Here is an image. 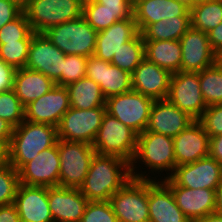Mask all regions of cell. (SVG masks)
<instances>
[{
    "instance_id": "obj_14",
    "label": "cell",
    "mask_w": 222,
    "mask_h": 222,
    "mask_svg": "<svg viewBox=\"0 0 222 222\" xmlns=\"http://www.w3.org/2000/svg\"><path fill=\"white\" fill-rule=\"evenodd\" d=\"M60 157L57 143L40 152L18 170L19 183L27 186H59Z\"/></svg>"
},
{
    "instance_id": "obj_13",
    "label": "cell",
    "mask_w": 222,
    "mask_h": 222,
    "mask_svg": "<svg viewBox=\"0 0 222 222\" xmlns=\"http://www.w3.org/2000/svg\"><path fill=\"white\" fill-rule=\"evenodd\" d=\"M65 54L44 33H34L25 67L39 71L62 86V71Z\"/></svg>"
},
{
    "instance_id": "obj_49",
    "label": "cell",
    "mask_w": 222,
    "mask_h": 222,
    "mask_svg": "<svg viewBox=\"0 0 222 222\" xmlns=\"http://www.w3.org/2000/svg\"><path fill=\"white\" fill-rule=\"evenodd\" d=\"M9 164L8 145L4 141H0V167Z\"/></svg>"
},
{
    "instance_id": "obj_36",
    "label": "cell",
    "mask_w": 222,
    "mask_h": 222,
    "mask_svg": "<svg viewBox=\"0 0 222 222\" xmlns=\"http://www.w3.org/2000/svg\"><path fill=\"white\" fill-rule=\"evenodd\" d=\"M34 32L24 12L16 19L7 23L0 29V44L7 42H19L20 40H32Z\"/></svg>"
},
{
    "instance_id": "obj_54",
    "label": "cell",
    "mask_w": 222,
    "mask_h": 222,
    "mask_svg": "<svg viewBox=\"0 0 222 222\" xmlns=\"http://www.w3.org/2000/svg\"><path fill=\"white\" fill-rule=\"evenodd\" d=\"M17 2L22 8L30 1V0H13Z\"/></svg>"
},
{
    "instance_id": "obj_15",
    "label": "cell",
    "mask_w": 222,
    "mask_h": 222,
    "mask_svg": "<svg viewBox=\"0 0 222 222\" xmlns=\"http://www.w3.org/2000/svg\"><path fill=\"white\" fill-rule=\"evenodd\" d=\"M69 109L67 88L56 85L49 92L24 107V120L58 127L63 115Z\"/></svg>"
},
{
    "instance_id": "obj_42",
    "label": "cell",
    "mask_w": 222,
    "mask_h": 222,
    "mask_svg": "<svg viewBox=\"0 0 222 222\" xmlns=\"http://www.w3.org/2000/svg\"><path fill=\"white\" fill-rule=\"evenodd\" d=\"M23 12V8L13 0H0V29L16 19Z\"/></svg>"
},
{
    "instance_id": "obj_5",
    "label": "cell",
    "mask_w": 222,
    "mask_h": 222,
    "mask_svg": "<svg viewBox=\"0 0 222 222\" xmlns=\"http://www.w3.org/2000/svg\"><path fill=\"white\" fill-rule=\"evenodd\" d=\"M137 138L138 134L133 129L106 112L92 147L96 154L117 156L131 163Z\"/></svg>"
},
{
    "instance_id": "obj_44",
    "label": "cell",
    "mask_w": 222,
    "mask_h": 222,
    "mask_svg": "<svg viewBox=\"0 0 222 222\" xmlns=\"http://www.w3.org/2000/svg\"><path fill=\"white\" fill-rule=\"evenodd\" d=\"M95 2L104 5L109 11H133L129 0H96Z\"/></svg>"
},
{
    "instance_id": "obj_1",
    "label": "cell",
    "mask_w": 222,
    "mask_h": 222,
    "mask_svg": "<svg viewBox=\"0 0 222 222\" xmlns=\"http://www.w3.org/2000/svg\"><path fill=\"white\" fill-rule=\"evenodd\" d=\"M131 178L129 162L117 156L95 154L79 190L89 201H109Z\"/></svg>"
},
{
    "instance_id": "obj_16",
    "label": "cell",
    "mask_w": 222,
    "mask_h": 222,
    "mask_svg": "<svg viewBox=\"0 0 222 222\" xmlns=\"http://www.w3.org/2000/svg\"><path fill=\"white\" fill-rule=\"evenodd\" d=\"M86 77L100 86L106 99L132 90V77L129 72L94 55L87 59Z\"/></svg>"
},
{
    "instance_id": "obj_53",
    "label": "cell",
    "mask_w": 222,
    "mask_h": 222,
    "mask_svg": "<svg viewBox=\"0 0 222 222\" xmlns=\"http://www.w3.org/2000/svg\"><path fill=\"white\" fill-rule=\"evenodd\" d=\"M178 2L183 3L187 8L191 9L199 2H202L204 0H176Z\"/></svg>"
},
{
    "instance_id": "obj_27",
    "label": "cell",
    "mask_w": 222,
    "mask_h": 222,
    "mask_svg": "<svg viewBox=\"0 0 222 222\" xmlns=\"http://www.w3.org/2000/svg\"><path fill=\"white\" fill-rule=\"evenodd\" d=\"M55 86L56 83L52 79L39 71L26 67L15 71L13 89L24 107L49 92Z\"/></svg>"
},
{
    "instance_id": "obj_38",
    "label": "cell",
    "mask_w": 222,
    "mask_h": 222,
    "mask_svg": "<svg viewBox=\"0 0 222 222\" xmlns=\"http://www.w3.org/2000/svg\"><path fill=\"white\" fill-rule=\"evenodd\" d=\"M19 185L18 171L10 164L0 167V206L14 203Z\"/></svg>"
},
{
    "instance_id": "obj_12",
    "label": "cell",
    "mask_w": 222,
    "mask_h": 222,
    "mask_svg": "<svg viewBox=\"0 0 222 222\" xmlns=\"http://www.w3.org/2000/svg\"><path fill=\"white\" fill-rule=\"evenodd\" d=\"M166 99L198 120L207 108L200 89L199 73L182 71L172 73Z\"/></svg>"
},
{
    "instance_id": "obj_43",
    "label": "cell",
    "mask_w": 222,
    "mask_h": 222,
    "mask_svg": "<svg viewBox=\"0 0 222 222\" xmlns=\"http://www.w3.org/2000/svg\"><path fill=\"white\" fill-rule=\"evenodd\" d=\"M16 69L0 59V92L13 89Z\"/></svg>"
},
{
    "instance_id": "obj_45",
    "label": "cell",
    "mask_w": 222,
    "mask_h": 222,
    "mask_svg": "<svg viewBox=\"0 0 222 222\" xmlns=\"http://www.w3.org/2000/svg\"><path fill=\"white\" fill-rule=\"evenodd\" d=\"M0 222H21L14 203L0 206Z\"/></svg>"
},
{
    "instance_id": "obj_39",
    "label": "cell",
    "mask_w": 222,
    "mask_h": 222,
    "mask_svg": "<svg viewBox=\"0 0 222 222\" xmlns=\"http://www.w3.org/2000/svg\"><path fill=\"white\" fill-rule=\"evenodd\" d=\"M87 57L65 55L62 71V86H67L86 77Z\"/></svg>"
},
{
    "instance_id": "obj_23",
    "label": "cell",
    "mask_w": 222,
    "mask_h": 222,
    "mask_svg": "<svg viewBox=\"0 0 222 222\" xmlns=\"http://www.w3.org/2000/svg\"><path fill=\"white\" fill-rule=\"evenodd\" d=\"M148 180L149 222H191L177 206L171 189L162 181Z\"/></svg>"
},
{
    "instance_id": "obj_48",
    "label": "cell",
    "mask_w": 222,
    "mask_h": 222,
    "mask_svg": "<svg viewBox=\"0 0 222 222\" xmlns=\"http://www.w3.org/2000/svg\"><path fill=\"white\" fill-rule=\"evenodd\" d=\"M13 131L14 127L6 120L0 118V141H4L9 146Z\"/></svg>"
},
{
    "instance_id": "obj_28",
    "label": "cell",
    "mask_w": 222,
    "mask_h": 222,
    "mask_svg": "<svg viewBox=\"0 0 222 222\" xmlns=\"http://www.w3.org/2000/svg\"><path fill=\"white\" fill-rule=\"evenodd\" d=\"M145 58L171 73L181 71L182 49L179 40L144 41Z\"/></svg>"
},
{
    "instance_id": "obj_22",
    "label": "cell",
    "mask_w": 222,
    "mask_h": 222,
    "mask_svg": "<svg viewBox=\"0 0 222 222\" xmlns=\"http://www.w3.org/2000/svg\"><path fill=\"white\" fill-rule=\"evenodd\" d=\"M173 144L176 166L209 156V136L198 120L173 137Z\"/></svg>"
},
{
    "instance_id": "obj_4",
    "label": "cell",
    "mask_w": 222,
    "mask_h": 222,
    "mask_svg": "<svg viewBox=\"0 0 222 222\" xmlns=\"http://www.w3.org/2000/svg\"><path fill=\"white\" fill-rule=\"evenodd\" d=\"M45 36L65 55H94L97 31L84 16L58 24L44 32Z\"/></svg>"
},
{
    "instance_id": "obj_21",
    "label": "cell",
    "mask_w": 222,
    "mask_h": 222,
    "mask_svg": "<svg viewBox=\"0 0 222 222\" xmlns=\"http://www.w3.org/2000/svg\"><path fill=\"white\" fill-rule=\"evenodd\" d=\"M195 119L188 113L181 111L167 99L154 100L145 131L163 134L169 137L177 136Z\"/></svg>"
},
{
    "instance_id": "obj_20",
    "label": "cell",
    "mask_w": 222,
    "mask_h": 222,
    "mask_svg": "<svg viewBox=\"0 0 222 222\" xmlns=\"http://www.w3.org/2000/svg\"><path fill=\"white\" fill-rule=\"evenodd\" d=\"M14 205L21 222H54L48 204V187L19 183Z\"/></svg>"
},
{
    "instance_id": "obj_56",
    "label": "cell",
    "mask_w": 222,
    "mask_h": 222,
    "mask_svg": "<svg viewBox=\"0 0 222 222\" xmlns=\"http://www.w3.org/2000/svg\"><path fill=\"white\" fill-rule=\"evenodd\" d=\"M139 1H141V0H129L130 4H131L132 6H134L135 4H137Z\"/></svg>"
},
{
    "instance_id": "obj_7",
    "label": "cell",
    "mask_w": 222,
    "mask_h": 222,
    "mask_svg": "<svg viewBox=\"0 0 222 222\" xmlns=\"http://www.w3.org/2000/svg\"><path fill=\"white\" fill-rule=\"evenodd\" d=\"M57 145L60 157L59 186L79 189L96 151L91 144L83 142L58 139Z\"/></svg>"
},
{
    "instance_id": "obj_41",
    "label": "cell",
    "mask_w": 222,
    "mask_h": 222,
    "mask_svg": "<svg viewBox=\"0 0 222 222\" xmlns=\"http://www.w3.org/2000/svg\"><path fill=\"white\" fill-rule=\"evenodd\" d=\"M209 137L222 134V104L209 105L198 119Z\"/></svg>"
},
{
    "instance_id": "obj_3",
    "label": "cell",
    "mask_w": 222,
    "mask_h": 222,
    "mask_svg": "<svg viewBox=\"0 0 222 222\" xmlns=\"http://www.w3.org/2000/svg\"><path fill=\"white\" fill-rule=\"evenodd\" d=\"M137 161L145 163L144 165L146 168L149 167L151 172L170 171V175L164 176V179L169 178L176 167L173 138L150 131L138 134L136 152L130 163L131 177L139 180H151L148 174H142V170L141 174L134 171L137 168L135 167Z\"/></svg>"
},
{
    "instance_id": "obj_10",
    "label": "cell",
    "mask_w": 222,
    "mask_h": 222,
    "mask_svg": "<svg viewBox=\"0 0 222 222\" xmlns=\"http://www.w3.org/2000/svg\"><path fill=\"white\" fill-rule=\"evenodd\" d=\"M162 180L167 186L216 190L222 180V165L207 156L192 163L176 166L172 175Z\"/></svg>"
},
{
    "instance_id": "obj_40",
    "label": "cell",
    "mask_w": 222,
    "mask_h": 222,
    "mask_svg": "<svg viewBox=\"0 0 222 222\" xmlns=\"http://www.w3.org/2000/svg\"><path fill=\"white\" fill-rule=\"evenodd\" d=\"M80 222H118L109 201H89Z\"/></svg>"
},
{
    "instance_id": "obj_19",
    "label": "cell",
    "mask_w": 222,
    "mask_h": 222,
    "mask_svg": "<svg viewBox=\"0 0 222 222\" xmlns=\"http://www.w3.org/2000/svg\"><path fill=\"white\" fill-rule=\"evenodd\" d=\"M88 202L79 189L48 187V204L54 222H80Z\"/></svg>"
},
{
    "instance_id": "obj_30",
    "label": "cell",
    "mask_w": 222,
    "mask_h": 222,
    "mask_svg": "<svg viewBox=\"0 0 222 222\" xmlns=\"http://www.w3.org/2000/svg\"><path fill=\"white\" fill-rule=\"evenodd\" d=\"M190 27V16H178L149 24L140 33L144 41L180 40Z\"/></svg>"
},
{
    "instance_id": "obj_50",
    "label": "cell",
    "mask_w": 222,
    "mask_h": 222,
    "mask_svg": "<svg viewBox=\"0 0 222 222\" xmlns=\"http://www.w3.org/2000/svg\"><path fill=\"white\" fill-rule=\"evenodd\" d=\"M215 212L222 215V180L215 190Z\"/></svg>"
},
{
    "instance_id": "obj_52",
    "label": "cell",
    "mask_w": 222,
    "mask_h": 222,
    "mask_svg": "<svg viewBox=\"0 0 222 222\" xmlns=\"http://www.w3.org/2000/svg\"><path fill=\"white\" fill-rule=\"evenodd\" d=\"M214 64L222 69V47L215 51Z\"/></svg>"
},
{
    "instance_id": "obj_33",
    "label": "cell",
    "mask_w": 222,
    "mask_h": 222,
    "mask_svg": "<svg viewBox=\"0 0 222 222\" xmlns=\"http://www.w3.org/2000/svg\"><path fill=\"white\" fill-rule=\"evenodd\" d=\"M144 58V40L141 33L138 32L131 40L122 45L110 63L132 74Z\"/></svg>"
},
{
    "instance_id": "obj_25",
    "label": "cell",
    "mask_w": 222,
    "mask_h": 222,
    "mask_svg": "<svg viewBox=\"0 0 222 222\" xmlns=\"http://www.w3.org/2000/svg\"><path fill=\"white\" fill-rule=\"evenodd\" d=\"M178 16H190V9L176 0H141L133 6L139 32L149 24Z\"/></svg>"
},
{
    "instance_id": "obj_24",
    "label": "cell",
    "mask_w": 222,
    "mask_h": 222,
    "mask_svg": "<svg viewBox=\"0 0 222 222\" xmlns=\"http://www.w3.org/2000/svg\"><path fill=\"white\" fill-rule=\"evenodd\" d=\"M177 206L191 221L215 212V190L189 189L182 186H168Z\"/></svg>"
},
{
    "instance_id": "obj_9",
    "label": "cell",
    "mask_w": 222,
    "mask_h": 222,
    "mask_svg": "<svg viewBox=\"0 0 222 222\" xmlns=\"http://www.w3.org/2000/svg\"><path fill=\"white\" fill-rule=\"evenodd\" d=\"M154 100L131 90L106 99V112L129 126L137 134L143 133L149 122Z\"/></svg>"
},
{
    "instance_id": "obj_34",
    "label": "cell",
    "mask_w": 222,
    "mask_h": 222,
    "mask_svg": "<svg viewBox=\"0 0 222 222\" xmlns=\"http://www.w3.org/2000/svg\"><path fill=\"white\" fill-rule=\"evenodd\" d=\"M199 81L206 105L222 104V69L214 64L202 70Z\"/></svg>"
},
{
    "instance_id": "obj_6",
    "label": "cell",
    "mask_w": 222,
    "mask_h": 222,
    "mask_svg": "<svg viewBox=\"0 0 222 222\" xmlns=\"http://www.w3.org/2000/svg\"><path fill=\"white\" fill-rule=\"evenodd\" d=\"M34 33H44L49 28L82 16L83 6L78 0H30L24 7Z\"/></svg>"
},
{
    "instance_id": "obj_51",
    "label": "cell",
    "mask_w": 222,
    "mask_h": 222,
    "mask_svg": "<svg viewBox=\"0 0 222 222\" xmlns=\"http://www.w3.org/2000/svg\"><path fill=\"white\" fill-rule=\"evenodd\" d=\"M193 222H222V215L214 212Z\"/></svg>"
},
{
    "instance_id": "obj_2",
    "label": "cell",
    "mask_w": 222,
    "mask_h": 222,
    "mask_svg": "<svg viewBox=\"0 0 222 222\" xmlns=\"http://www.w3.org/2000/svg\"><path fill=\"white\" fill-rule=\"evenodd\" d=\"M58 140L57 127L24 120L14 128L9 150V164L17 171Z\"/></svg>"
},
{
    "instance_id": "obj_11",
    "label": "cell",
    "mask_w": 222,
    "mask_h": 222,
    "mask_svg": "<svg viewBox=\"0 0 222 222\" xmlns=\"http://www.w3.org/2000/svg\"><path fill=\"white\" fill-rule=\"evenodd\" d=\"M106 113V107L89 110L70 109L57 127L58 139L93 144Z\"/></svg>"
},
{
    "instance_id": "obj_31",
    "label": "cell",
    "mask_w": 222,
    "mask_h": 222,
    "mask_svg": "<svg viewBox=\"0 0 222 222\" xmlns=\"http://www.w3.org/2000/svg\"><path fill=\"white\" fill-rule=\"evenodd\" d=\"M191 27L208 33L222 23V0H204L190 9Z\"/></svg>"
},
{
    "instance_id": "obj_29",
    "label": "cell",
    "mask_w": 222,
    "mask_h": 222,
    "mask_svg": "<svg viewBox=\"0 0 222 222\" xmlns=\"http://www.w3.org/2000/svg\"><path fill=\"white\" fill-rule=\"evenodd\" d=\"M70 107L75 109L89 110L96 107H106V98L100 86L87 77L66 86Z\"/></svg>"
},
{
    "instance_id": "obj_47",
    "label": "cell",
    "mask_w": 222,
    "mask_h": 222,
    "mask_svg": "<svg viewBox=\"0 0 222 222\" xmlns=\"http://www.w3.org/2000/svg\"><path fill=\"white\" fill-rule=\"evenodd\" d=\"M209 44L211 49L215 52L222 47V23L209 31L208 33Z\"/></svg>"
},
{
    "instance_id": "obj_37",
    "label": "cell",
    "mask_w": 222,
    "mask_h": 222,
    "mask_svg": "<svg viewBox=\"0 0 222 222\" xmlns=\"http://www.w3.org/2000/svg\"><path fill=\"white\" fill-rule=\"evenodd\" d=\"M31 40L0 44V59L15 69L24 68L28 58Z\"/></svg>"
},
{
    "instance_id": "obj_18",
    "label": "cell",
    "mask_w": 222,
    "mask_h": 222,
    "mask_svg": "<svg viewBox=\"0 0 222 222\" xmlns=\"http://www.w3.org/2000/svg\"><path fill=\"white\" fill-rule=\"evenodd\" d=\"M132 90L153 100L167 98L172 73L144 58L131 74Z\"/></svg>"
},
{
    "instance_id": "obj_17",
    "label": "cell",
    "mask_w": 222,
    "mask_h": 222,
    "mask_svg": "<svg viewBox=\"0 0 222 222\" xmlns=\"http://www.w3.org/2000/svg\"><path fill=\"white\" fill-rule=\"evenodd\" d=\"M179 41L182 72L199 73L214 65L215 52L211 49L207 33L190 27Z\"/></svg>"
},
{
    "instance_id": "obj_8",
    "label": "cell",
    "mask_w": 222,
    "mask_h": 222,
    "mask_svg": "<svg viewBox=\"0 0 222 222\" xmlns=\"http://www.w3.org/2000/svg\"><path fill=\"white\" fill-rule=\"evenodd\" d=\"M109 203L118 222H149L148 180L131 178Z\"/></svg>"
},
{
    "instance_id": "obj_55",
    "label": "cell",
    "mask_w": 222,
    "mask_h": 222,
    "mask_svg": "<svg viewBox=\"0 0 222 222\" xmlns=\"http://www.w3.org/2000/svg\"><path fill=\"white\" fill-rule=\"evenodd\" d=\"M82 6L95 2L96 0H78Z\"/></svg>"
},
{
    "instance_id": "obj_35",
    "label": "cell",
    "mask_w": 222,
    "mask_h": 222,
    "mask_svg": "<svg viewBox=\"0 0 222 222\" xmlns=\"http://www.w3.org/2000/svg\"><path fill=\"white\" fill-rule=\"evenodd\" d=\"M0 118L6 120L14 128L24 121V106L14 89L0 92Z\"/></svg>"
},
{
    "instance_id": "obj_26",
    "label": "cell",
    "mask_w": 222,
    "mask_h": 222,
    "mask_svg": "<svg viewBox=\"0 0 222 222\" xmlns=\"http://www.w3.org/2000/svg\"><path fill=\"white\" fill-rule=\"evenodd\" d=\"M138 32L134 18L115 22L109 28L97 32L94 56L111 62L114 54L122 45L131 40Z\"/></svg>"
},
{
    "instance_id": "obj_32",
    "label": "cell",
    "mask_w": 222,
    "mask_h": 222,
    "mask_svg": "<svg viewBox=\"0 0 222 222\" xmlns=\"http://www.w3.org/2000/svg\"><path fill=\"white\" fill-rule=\"evenodd\" d=\"M82 15L97 32L109 28L117 21L134 18L133 11H109L97 2L84 5Z\"/></svg>"
},
{
    "instance_id": "obj_46",
    "label": "cell",
    "mask_w": 222,
    "mask_h": 222,
    "mask_svg": "<svg viewBox=\"0 0 222 222\" xmlns=\"http://www.w3.org/2000/svg\"><path fill=\"white\" fill-rule=\"evenodd\" d=\"M209 156L222 165V134L209 137Z\"/></svg>"
}]
</instances>
